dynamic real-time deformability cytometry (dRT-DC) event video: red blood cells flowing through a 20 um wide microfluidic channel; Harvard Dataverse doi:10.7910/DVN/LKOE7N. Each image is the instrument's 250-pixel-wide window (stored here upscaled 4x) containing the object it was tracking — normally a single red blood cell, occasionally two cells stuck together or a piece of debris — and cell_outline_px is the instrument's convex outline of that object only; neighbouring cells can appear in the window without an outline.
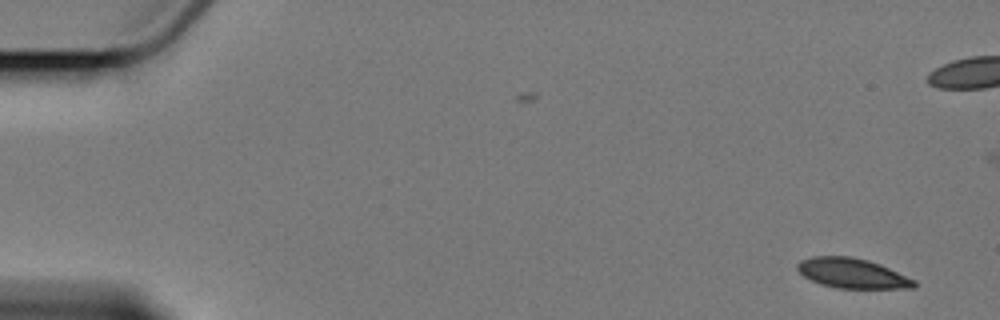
{"species": "Egyptian fruit bat (a non-hibernating species)", "species_latin": "Rousettus aegyptiacus", "temperature_condition": "cold", "stored_images_in_passage": 6, "camera_frame_rate_fps": 3000, "um_per_image_px": 0.085, "animal": {"sex": "female"}, "frame": {"image": 1, "passage_image": 1, "time_ms": 0.0, "image_size_px": [1000, 320], "cell_outline_px": [[916, 288], [836, 288], [820, 284], [804, 276], [796, 268], [796, 264], [800, 260], [812, 256], [848, 256], [868, 260], [880, 264], [916, 280]], "centroid_in_image_um": [72.43, 23.22], "position_along_channel_um": 12.6, "area_um2": 20.35}}